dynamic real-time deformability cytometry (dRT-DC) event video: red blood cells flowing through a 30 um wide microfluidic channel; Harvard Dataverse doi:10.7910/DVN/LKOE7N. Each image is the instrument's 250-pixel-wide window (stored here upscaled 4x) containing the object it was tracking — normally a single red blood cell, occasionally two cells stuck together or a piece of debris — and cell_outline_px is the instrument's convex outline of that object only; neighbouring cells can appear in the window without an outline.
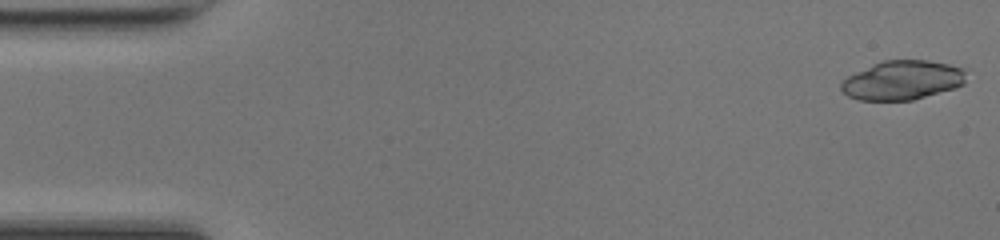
{"species": "common noctule bat (a hibernating species)", "species_latin": "Nyctalus noctula", "temperature_condition": "room temperature", "stored_images_in_passage": 47, "camera_frame_rate_fps": 3000, "um_per_image_px": 0.085, "animal": {"sex": "female", "body_mass_g": 17.0, "forearm_length_mm": 48.0}, "frame": {"image": 1, "passage_image": 1, "time_ms": 0.0, "image_size_px": [1000, 240], "cell_outline_px": [[964, 84], [956, 88], [912, 100], [860, 100], [848, 96], [840, 88], [840, 84], [848, 76], [872, 64], [884, 60], [928, 60], [948, 64], [960, 68], [964, 72]], "centroid_in_image_um": [76.69, 6.82], "position_along_channel_um": 8.3, "area_um2": 28.32}, "authors_computed_cell_mechanics": {"area_um2": 29.5358, "velocity_mm_per_s": 4.2846, "shape_relaxation_time_tau1_ms": 0.5584, "shape_relaxation_time_tau2_ms": 1.6189, "deformation_change_tau1": 0.2901, "deformation_change_tau2": 0.0765}}